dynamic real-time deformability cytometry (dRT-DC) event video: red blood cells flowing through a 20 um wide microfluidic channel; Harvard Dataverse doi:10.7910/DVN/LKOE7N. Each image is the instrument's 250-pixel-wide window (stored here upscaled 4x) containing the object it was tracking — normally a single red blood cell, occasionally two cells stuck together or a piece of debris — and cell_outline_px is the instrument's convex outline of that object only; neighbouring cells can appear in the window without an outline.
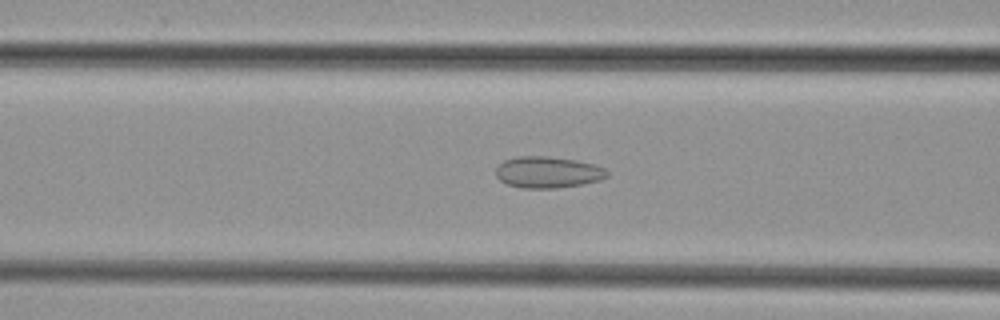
{"species": "common noctule bat (a hibernating species)", "species_latin": "Nyctalus noctula", "temperature_condition": "cold", "stored_images_in_passage": 47, "camera_frame_rate_fps": 3000, "um_per_image_px": 0.085, "animal": {"sex": "female", "body_mass_g": 29.2, "forearm_length_mm": 56.3}, "frame": {"image": 1, "passage_image": 18, "time_ms": 5.667, "image_size_px": [1000, 320], "cell_outline_px": [[608, 176], [600, 180], [584, 184], [556, 188], [524, 188], [508, 184], [500, 180], [496, 176], [496, 168], [504, 160], [516, 156], [544, 156], [576, 160], [592, 164], [604, 168], [608, 172]], "centroid_in_image_um": [46.56, 14.64], "position_along_channel_um": 120.0, "area_um2": 20.29}}
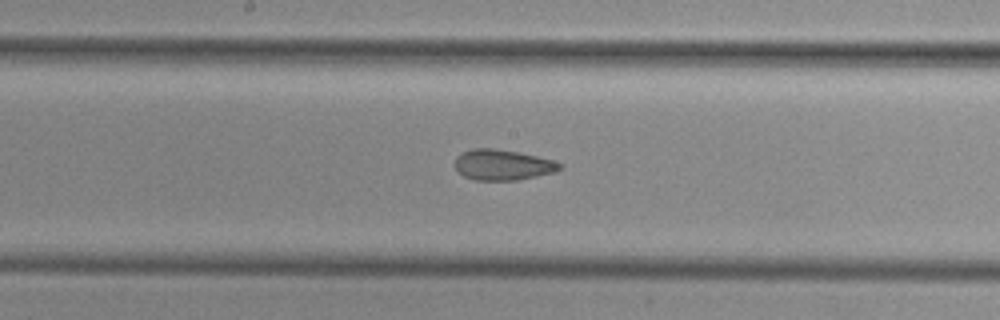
{"frame": {"image": 2, "passage_image": 24, "time_ms": 7.667, "image_size_px": [1000, 320], "cell_outline_px": [[564, 164], [556, 172], [516, 180], [472, 180], [464, 176], [456, 168], [456, 156], [472, 148], [492, 148], [520, 152], [552, 160]], "centroid_in_image_um": [42.74, 14.01], "position_along_channel_um": 205.5, "area_um2": 18.61}}
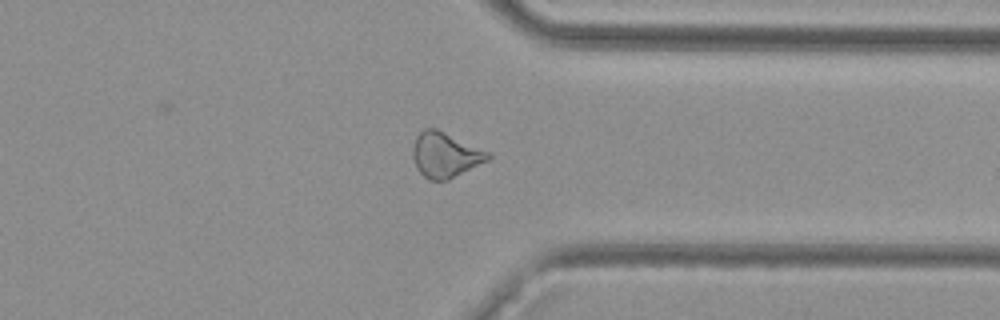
{"frame": {"image": 3, "passage_image": 36, "time_ms": 11.667, "image_size_px": [1000, 320], "cell_outline_px": [[492, 156], [488, 160], [448, 180], [428, 180], [416, 168], [412, 156], [412, 148], [416, 136], [424, 128], [436, 128], [488, 152]], "centroid_in_image_um": [37.8, 13.17], "position_along_channel_um": 373.6, "area_um2": 19.59}}